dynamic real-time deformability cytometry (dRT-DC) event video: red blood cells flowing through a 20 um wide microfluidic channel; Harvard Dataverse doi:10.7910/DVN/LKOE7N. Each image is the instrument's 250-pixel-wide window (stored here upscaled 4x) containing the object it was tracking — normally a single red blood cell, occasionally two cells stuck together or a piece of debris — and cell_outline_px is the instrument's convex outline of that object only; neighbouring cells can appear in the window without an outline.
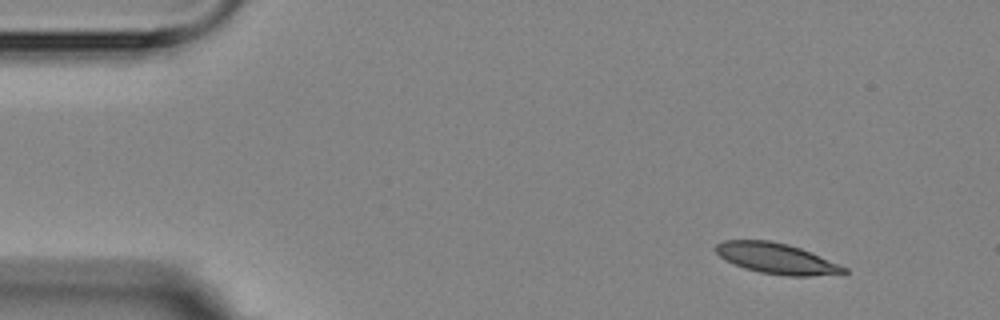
{"species": "Egyptian fruit bat (a non-hibernating species)", "species_latin": "Rousettus aegyptiacus", "temperature_condition": "room temperature", "stored_images_in_passage": 4, "camera_frame_rate_fps": 3000, "um_per_image_px": 0.085, "animal": {"sex": "female"}, "frame": {"image": 1, "passage_image": 1, "time_ms": 0.0, "image_size_px": [1000, 320], "cell_outline_px": [[848, 272], [808, 276], [788, 276], [760, 272], [744, 268], [724, 260], [712, 248], [716, 244], [724, 240], [768, 240], [788, 244], [800, 248], [848, 268]], "centroid_in_image_um": [65.93, 21.96], "position_along_channel_um": 19.1, "area_um2": 22.72}}
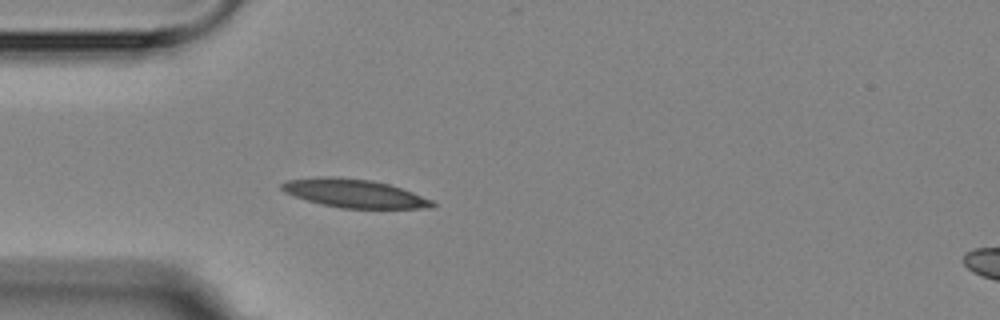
{"frame": {"image": 2, "passage_image": 4, "time_ms": 3.333, "image_size_px": [1000, 320], "cell_outline_px": [[436, 204], [432, 208], [340, 208], [320, 204], [284, 192], [280, 188], [280, 184], [288, 180], [328, 176], [372, 180], [388, 184], [412, 192], [432, 200]], "centroid_in_image_um": [30.11, 16.44], "position_along_channel_um": 54.9, "area_um2": 24.62}}